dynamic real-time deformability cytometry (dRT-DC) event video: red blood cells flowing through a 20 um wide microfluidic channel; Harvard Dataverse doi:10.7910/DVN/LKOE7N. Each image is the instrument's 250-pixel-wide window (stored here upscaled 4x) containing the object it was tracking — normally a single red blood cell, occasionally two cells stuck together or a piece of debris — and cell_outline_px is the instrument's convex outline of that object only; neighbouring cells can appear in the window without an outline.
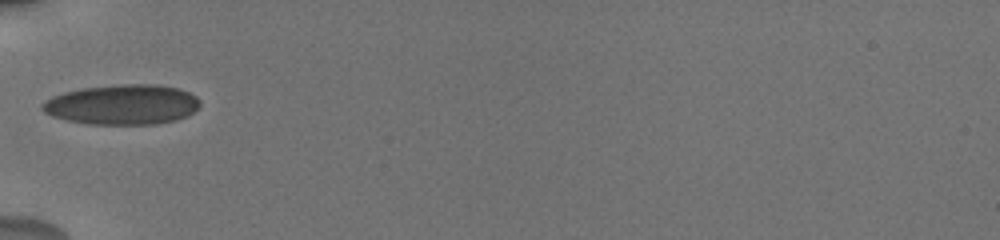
{"species": "human", "species_latin": "Homo sapiens", "temperature_condition": "cold", "stored_images_in_passage": 4, "camera_frame_rate_fps": 3000, "um_per_image_px": 0.085, "donor": {"sex": "male"}, "frame": {"image": 1, "passage_image": 1, "time_ms": 0.0, "image_size_px": [1000, 240], "cell_outline_px": [[200, 104], [188, 116], [176, 120], [156, 124], [88, 124], [68, 120], [52, 116], [44, 112], [40, 108], [40, 104], [44, 100], [52, 96], [64, 92], [80, 88], [120, 84], [156, 84], [180, 88], [196, 96], [200, 100]], "centroid_in_image_um": [10.38, 8.88], "position_along_channel_um": 74.6, "area_um2": 37.11}}
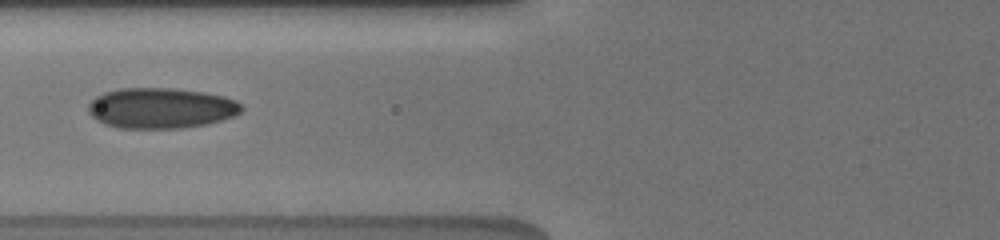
{"frame": {"image": 2, "passage_image": 3, "time_ms": 1.0, "image_size_px": [1000, 240], "cell_outline_px": [[244, 108], [236, 116], [208, 124], [180, 128], [120, 128], [104, 124], [96, 120], [88, 112], [88, 104], [96, 96], [104, 92], [120, 88], [172, 88], [204, 92], [224, 96], [236, 100]], "centroid_in_image_um": [13.69, 9.19], "position_along_channel_um": 112.1, "area_um2": 36.47}}
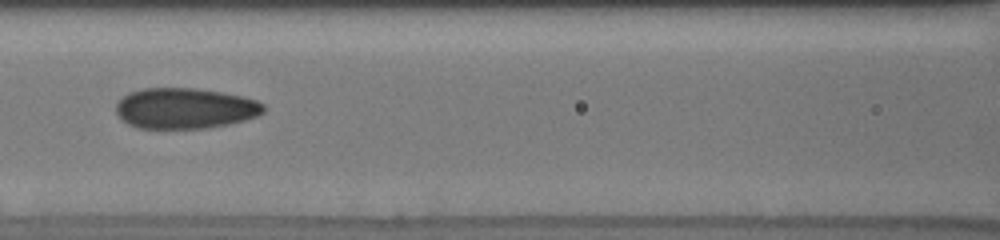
{"frame": {"image": 3, "passage_image": 4, "time_ms": 2.0, "image_size_px": [1000, 240], "cell_outline_px": [[264, 112], [256, 116], [244, 120], [228, 124], [208, 128], [140, 128], [128, 124], [116, 112], [116, 104], [128, 92], [144, 88], [196, 88], [224, 92], [244, 96], [256, 100], [264, 104]], "centroid_in_image_um": [15.75, 9.19], "position_along_channel_um": 150.9, "area_um2": 35.03}}